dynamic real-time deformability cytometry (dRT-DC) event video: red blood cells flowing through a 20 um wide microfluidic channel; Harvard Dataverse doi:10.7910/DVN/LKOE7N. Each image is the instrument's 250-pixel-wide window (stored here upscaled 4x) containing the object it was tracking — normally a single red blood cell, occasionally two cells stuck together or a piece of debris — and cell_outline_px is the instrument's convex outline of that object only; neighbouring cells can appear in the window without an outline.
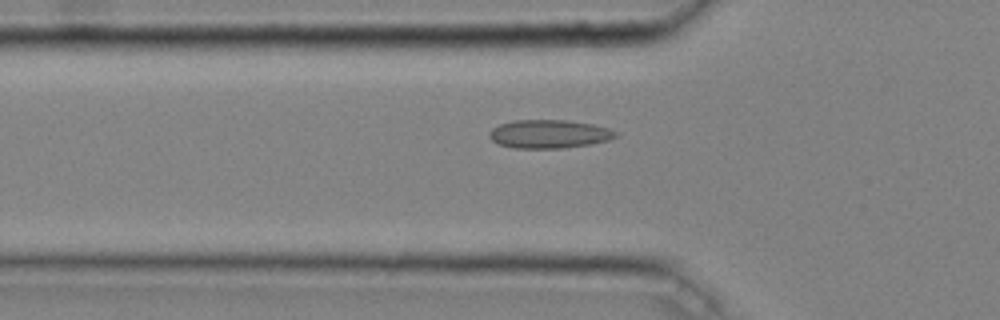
{"species": "common noctule bat (a hibernating species)", "species_latin": "Nyctalus noctula", "temperature_condition": "cold", "stored_images_in_passage": 34, "camera_frame_rate_fps": 3000, "um_per_image_px": 0.085, "animal": {"sex": "male", "body_mass_g": 20.4}, "frame": {"image": 1, "passage_image": 7, "time_ms": 2.0, "image_size_px": [1000, 320], "cell_outline_px": [[620, 136], [608, 140], [592, 144], [564, 148], [512, 148], [500, 144], [492, 140], [488, 136], [488, 132], [492, 128], [500, 124], [516, 120], [564, 120], [592, 124], [608, 128], [620, 132]], "centroid_in_image_um": [46.71, 11.39], "position_along_channel_um": 79.1, "area_um2": 21.1}}
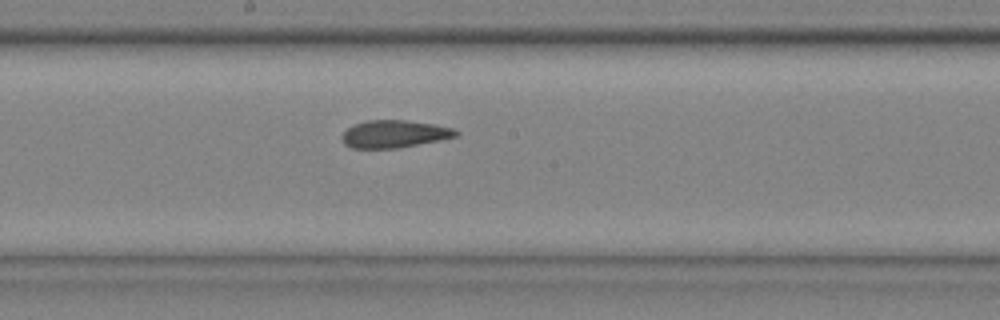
{"frame": {"image": 2, "passage_image": 17, "time_ms": 5.333, "image_size_px": [1000, 320], "cell_outline_px": [[460, 132], [456, 136], [440, 140], [400, 148], [352, 148], [344, 144], [340, 136], [352, 124], [368, 120], [404, 120], [432, 124], [452, 128]], "centroid_in_image_um": [33.48, 11.39], "position_along_channel_um": 214.7, "area_um2": 18.26}}
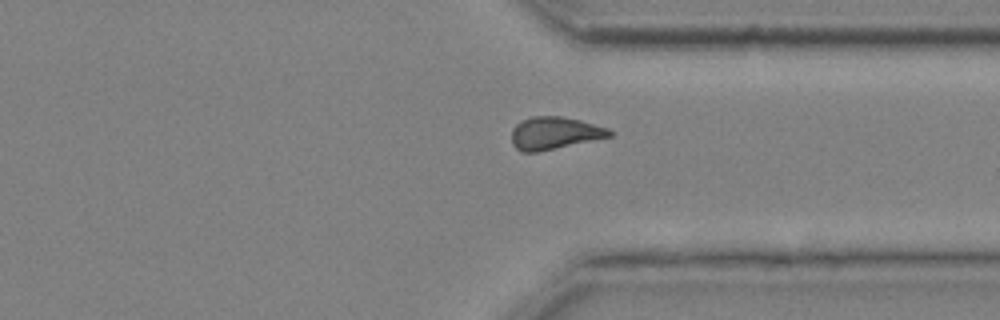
{"frame": {"image": 3, "passage_image": 28, "time_ms": 9.0, "image_size_px": [1000, 320], "cell_outline_px": [[616, 132], [612, 136], [536, 152], [520, 152], [512, 144], [512, 128], [520, 120], [532, 116], [560, 116], [580, 120], [608, 128]], "centroid_in_image_um": [47.12, 11.3], "position_along_channel_um": 364.3, "area_um2": 18.55}, "authors_computed_cell_mechanics": {"area_um2": 18.7272, "velocity_mm_per_s": 4.0671, "shape_relaxation_time_tau1_ms": null, "shape_relaxation_time_tau2_ms": 2.0059, "deformation_change_tau1": null, "deformation_change_tau2": 0.0639}}